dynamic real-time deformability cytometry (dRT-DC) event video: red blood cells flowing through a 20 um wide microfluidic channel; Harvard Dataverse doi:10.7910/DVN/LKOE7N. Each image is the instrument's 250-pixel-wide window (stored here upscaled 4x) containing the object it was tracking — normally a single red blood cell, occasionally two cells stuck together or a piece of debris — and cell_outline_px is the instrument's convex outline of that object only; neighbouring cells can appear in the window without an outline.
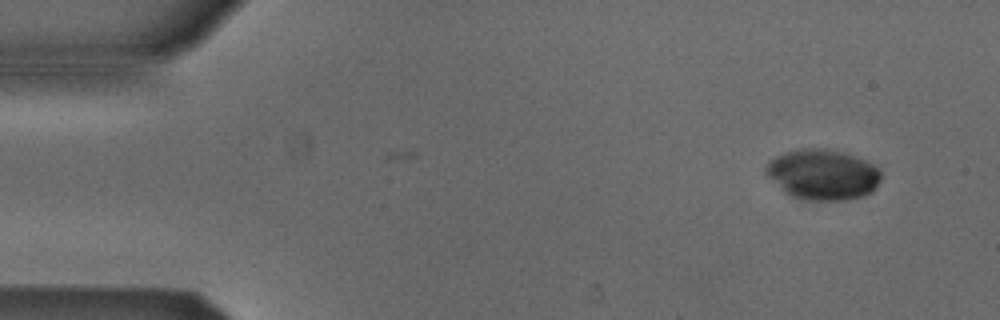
{"species": "Egyptian fruit bat (a non-hibernating species)", "species_latin": "Rousettus aegyptiacus", "temperature_condition": "cold", "stored_images_in_passage": 3, "camera_frame_rate_fps": 3000, "um_per_image_px": 0.085, "animal": {"sex": "male"}, "frame": {"image": 1, "passage_image": 1, "time_ms": 0.0, "image_size_px": [1000, 320], "cell_outline_px": [[880, 180], [872, 192], [864, 196], [840, 200], [808, 200], [792, 196], [784, 192], [764, 172], [764, 164], [768, 160], [784, 152], [804, 148], [828, 148], [844, 152], [876, 164], [880, 168]], "centroid_in_image_um": [69.93, 14.81], "position_along_channel_um": 15.1, "area_um2": 34.22}}